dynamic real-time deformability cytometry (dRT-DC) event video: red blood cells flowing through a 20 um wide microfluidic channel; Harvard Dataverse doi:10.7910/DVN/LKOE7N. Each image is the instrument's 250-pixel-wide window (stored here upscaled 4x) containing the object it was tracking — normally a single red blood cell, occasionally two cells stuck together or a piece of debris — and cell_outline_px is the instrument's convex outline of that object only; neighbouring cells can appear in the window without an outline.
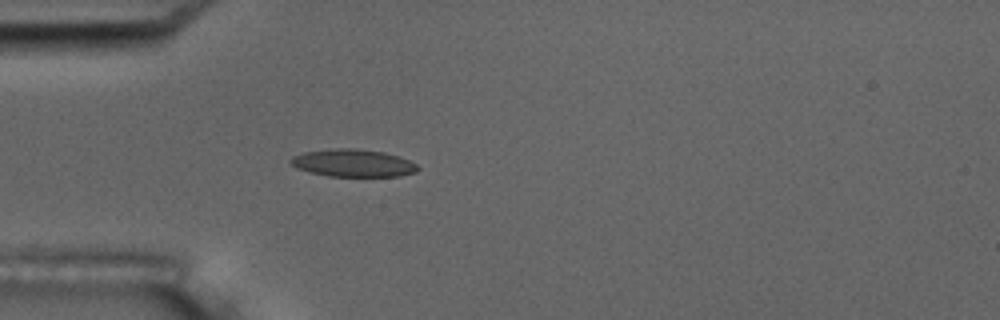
{"species": "common noctule bat (a hibernating species)", "species_latin": "Nyctalus noctula", "temperature_condition": "room temperature", "stored_images_in_passage": 4, "camera_frame_rate_fps": 3000, "um_per_image_px": 0.085, "animal": {"sex": "male", "body_mass_g": 17.5, "forearm_length_mm": 52.3}, "frame": {"image": 1, "passage_image": 4, "time_ms": 4.333, "image_size_px": [1000, 320], "cell_outline_px": [[420, 168], [416, 172], [400, 176], [328, 176], [308, 172], [296, 168], [288, 160], [292, 156], [304, 152], [332, 148], [356, 148], [384, 152], [408, 160], [416, 164]], "centroid_in_image_um": [29.98, 13.86], "position_along_channel_um": 55.0, "area_um2": 20.46}}